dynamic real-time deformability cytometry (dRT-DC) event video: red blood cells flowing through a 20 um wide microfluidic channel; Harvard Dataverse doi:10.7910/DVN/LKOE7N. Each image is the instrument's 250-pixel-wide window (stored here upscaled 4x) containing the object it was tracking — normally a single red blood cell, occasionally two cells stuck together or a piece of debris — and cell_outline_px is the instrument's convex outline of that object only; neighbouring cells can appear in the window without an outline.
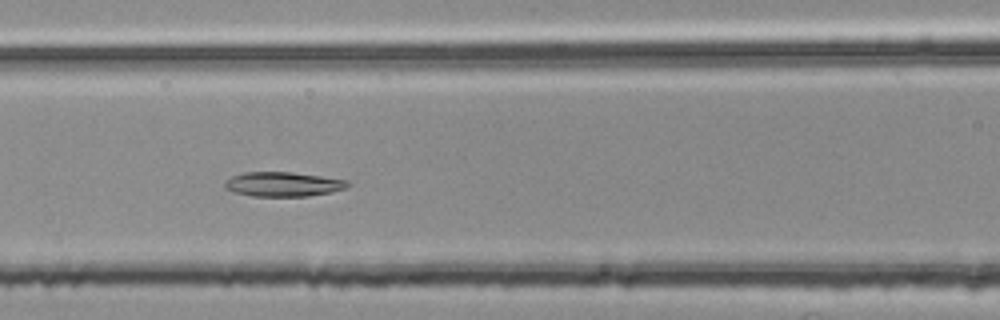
{"species": "common noctule bat (a hibernating species)", "species_latin": "Nyctalus noctula", "temperature_condition": "room temperature", "stored_images_in_passage": 34, "camera_frame_rate_fps": 3000, "um_per_image_px": 0.085, "animal": {"sex": "female", "body_mass_g": 25.1}, "frame": {"image": 1, "passage_image": 11, "time_ms": 3.333, "image_size_px": [1000, 320], "cell_outline_px": [[348, 188], [332, 192], [308, 196], [252, 196], [232, 192], [224, 188], [224, 180], [232, 176], [244, 172], [292, 172], [348, 180]], "centroid_in_image_um": [24.03, 15.66], "position_along_channel_um": 142.6, "area_um2": 17.69}}
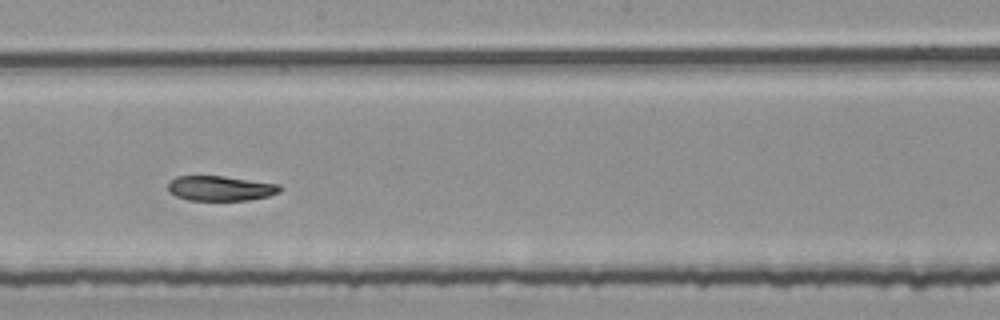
{"frame": {"image": 2, "passage_image": 18, "time_ms": 5.667, "image_size_px": [1000, 320], "cell_outline_px": [[280, 192], [268, 196], [248, 200], [188, 200], [176, 196], [168, 192], [168, 184], [176, 176], [224, 176], [280, 184]], "centroid_in_image_um": [18.73, 16.0], "position_along_channel_um": 229.5, "area_um2": 16.24}}
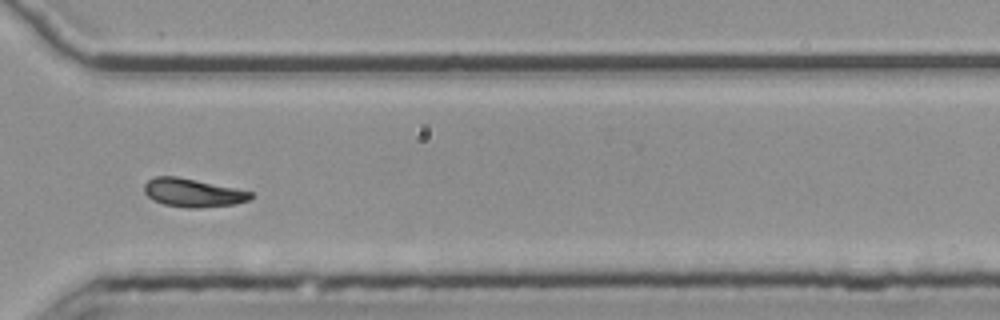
{"frame": {"image": 3, "passage_image": 28, "time_ms": 9.0, "image_size_px": [1000, 320], "cell_outline_px": [[252, 196], [248, 200], [236, 204], [200, 208], [184, 208], [164, 204], [152, 200], [144, 192], [144, 184], [148, 180], [156, 176], [176, 176], [236, 188], [252, 192]], "centroid_in_image_um": [16.37, 16.39], "position_along_channel_um": 354.2, "area_um2": 17.63}, "authors_computed_cell_mechanics": {"area_um2": 17.6579, "velocity_mm_per_s": 3.7432, "shape_relaxation_time_tau1_ms": 8.1582, "shape_relaxation_time_tau2_ms": 6.0931, "deformation_change_tau1": 0.2124, "deformation_change_tau2": 0.1014}}